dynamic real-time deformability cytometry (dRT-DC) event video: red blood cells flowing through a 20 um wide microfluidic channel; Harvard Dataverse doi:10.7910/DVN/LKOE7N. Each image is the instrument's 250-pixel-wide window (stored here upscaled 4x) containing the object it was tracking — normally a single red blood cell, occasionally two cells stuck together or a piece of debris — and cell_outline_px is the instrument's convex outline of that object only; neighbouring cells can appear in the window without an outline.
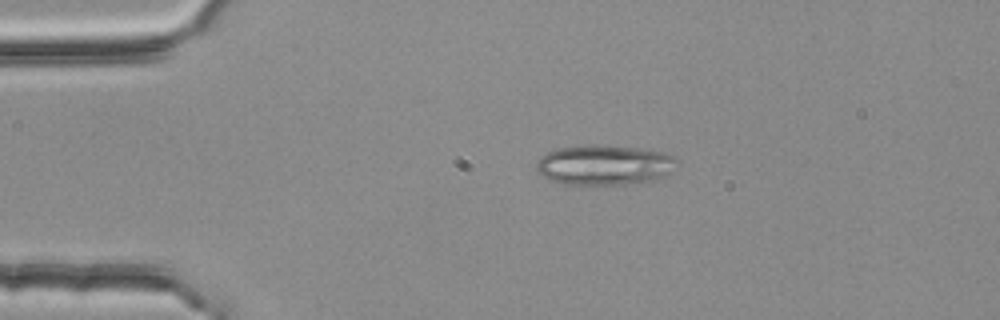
{"species": "common noctule bat (a hibernating species)", "species_latin": "Nyctalus noctula", "temperature_condition": "room temperature", "stored_images_in_passage": 3, "camera_frame_rate_fps": 3000, "um_per_image_px": 0.085, "animal": {"sex": "female", "body_mass_g": 25.1}, "frame": {"image": 1, "passage_image": 2, "time_ms": 0.333, "image_size_px": [1000, 320], "cell_outline_px": [[680, 160], [664, 176], [652, 180], [624, 184], [568, 184], [552, 180], [544, 176], [536, 168], [536, 164], [540, 156], [548, 152], [560, 148], [600, 144], [636, 148], [664, 152]], "centroid_in_image_um": [51.38, 14.01], "position_along_channel_um": 33.6, "area_um2": 32.31}}